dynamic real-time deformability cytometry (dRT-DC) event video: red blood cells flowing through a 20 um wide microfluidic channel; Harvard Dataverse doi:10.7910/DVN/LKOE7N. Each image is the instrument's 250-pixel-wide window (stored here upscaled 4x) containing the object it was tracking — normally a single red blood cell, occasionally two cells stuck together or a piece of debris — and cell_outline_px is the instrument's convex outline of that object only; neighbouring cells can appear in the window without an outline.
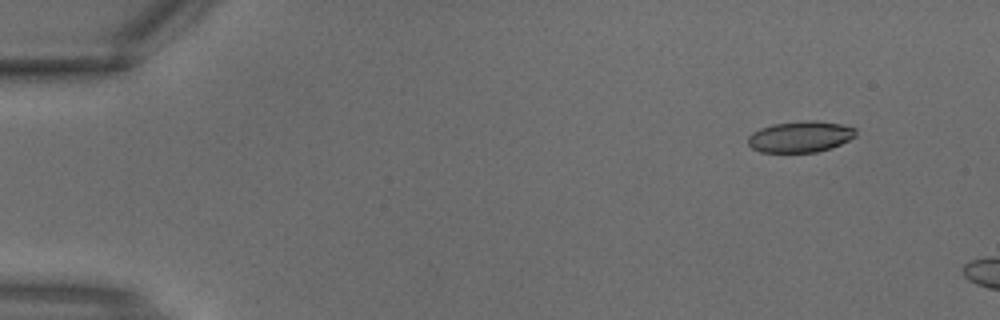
{"species": "common noctule bat (a hibernating species)", "species_latin": "Nyctalus noctula", "temperature_condition": "warm", "stored_images_in_passage": 2, "camera_frame_rate_fps": 3000, "um_per_image_px": 0.085, "animal": {"sex": "male", "body_mass_g": 18.8}, "frame": {"image": 1, "passage_image": 1, "time_ms": 0.0, "image_size_px": [1000, 320], "cell_outline_px": [[856, 136], [832, 148], [816, 152], [760, 152], [752, 148], [748, 144], [748, 136], [752, 132], [760, 128], [772, 124], [804, 120], [816, 120], [840, 124], [856, 128]], "centroid_in_image_um": [68.02, 11.61], "position_along_channel_um": 17.0, "area_um2": 19.71}}